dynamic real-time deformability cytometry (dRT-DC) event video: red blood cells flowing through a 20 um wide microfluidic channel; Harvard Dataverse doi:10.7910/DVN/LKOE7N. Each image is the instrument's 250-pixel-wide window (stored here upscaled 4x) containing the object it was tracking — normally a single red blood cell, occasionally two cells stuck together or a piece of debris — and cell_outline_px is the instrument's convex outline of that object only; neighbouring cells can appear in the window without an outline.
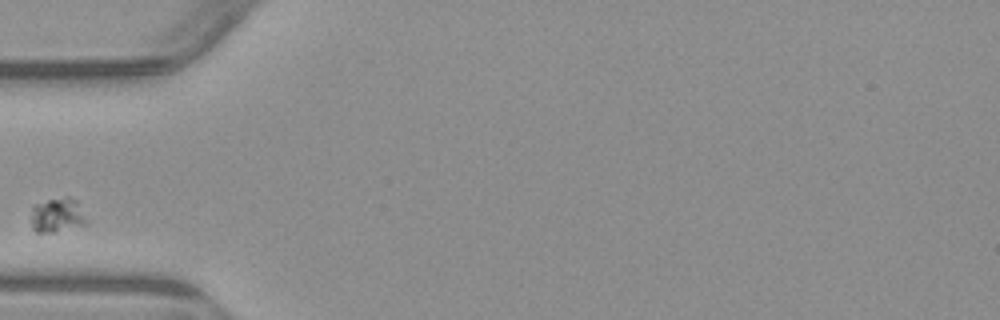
{"species": "common noctule bat (a hibernating species)", "species_latin": "Nyctalus noctula", "temperature_condition": "warm", "stored_images_in_passage": 1, "camera_frame_rate_fps": 3000, "um_per_image_px": 0.085, "animal": {"sex": "male", "body_mass_g": 23.1, "forearm_length_mm": 52.7}, "frame": {"image": 1, "passage_image": 1, "time_ms": 0.0, "image_size_px": [1000, 320], "cell_outline_px": [[84, 220], [80, 224], [52, 232], [36, 232], [32, 228], [32, 204], [48, 200], [68, 196], [76, 200]], "centroid_in_image_um": [4.75, 18.25], "position_along_channel_um": 80.2, "area_um2": 10.46}}